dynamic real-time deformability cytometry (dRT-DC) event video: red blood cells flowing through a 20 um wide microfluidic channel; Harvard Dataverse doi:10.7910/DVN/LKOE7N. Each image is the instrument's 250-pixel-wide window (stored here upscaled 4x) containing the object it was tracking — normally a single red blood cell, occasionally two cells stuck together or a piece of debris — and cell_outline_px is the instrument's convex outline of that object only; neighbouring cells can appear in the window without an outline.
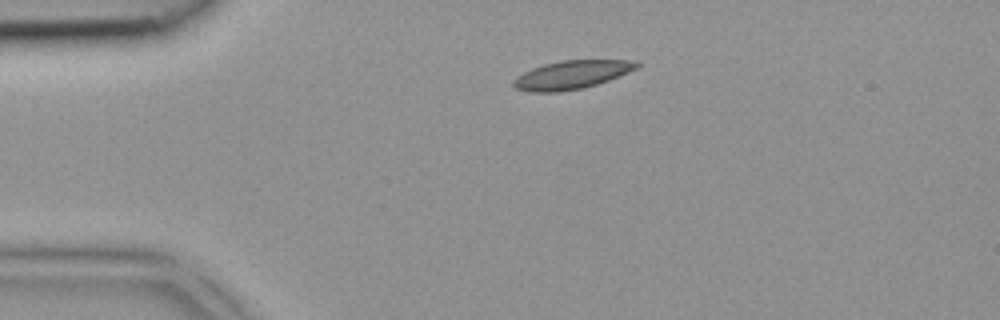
{"species": "common noctule bat (a hibernating species)", "species_latin": "Nyctalus noctula", "temperature_condition": "room temperature", "stored_images_in_passage": 4, "camera_frame_rate_fps": 3000, "um_per_image_px": 0.085, "animal": {"sex": "female", "body_mass_g": 18.4}, "frame": {"image": 1, "passage_image": 1, "time_ms": 0.0, "image_size_px": [1000, 320], "cell_outline_px": [[640, 64], [636, 68], [628, 72], [608, 80], [584, 88], [556, 92], [532, 92], [516, 88], [512, 84], [512, 80], [516, 76], [532, 68], [544, 64], [560, 60], [628, 60]], "centroid_in_image_um": [48.53, 6.36], "position_along_channel_um": 36.5, "area_um2": 20.23}}